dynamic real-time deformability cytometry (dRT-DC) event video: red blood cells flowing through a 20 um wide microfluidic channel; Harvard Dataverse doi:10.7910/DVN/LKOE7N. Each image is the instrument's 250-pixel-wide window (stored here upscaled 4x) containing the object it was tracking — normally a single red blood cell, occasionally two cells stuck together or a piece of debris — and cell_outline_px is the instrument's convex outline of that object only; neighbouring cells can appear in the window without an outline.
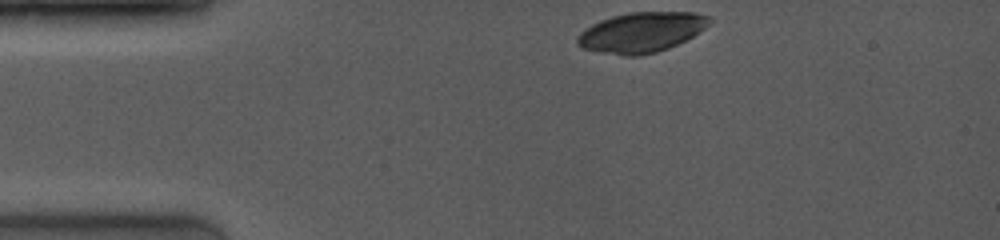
{"species": "common noctule bat (a hibernating species)", "species_latin": "Nyctalus noctula", "temperature_condition": "room temperature", "stored_images_in_passage": 5, "camera_frame_rate_fps": 4000, "um_per_image_px": 0.085, "animal": {"sex": "female", "body_mass_g": 19.0, "forearm_length_mm": 53.3}, "frame": {"image": 1, "passage_image": 1, "time_ms": 0.0, "image_size_px": [1000, 240], "cell_outline_px": [[712, 20], [700, 32], [668, 48], [656, 52], [640, 56], [624, 56], [600, 52], [580, 48], [576, 44], [576, 36], [580, 32], [592, 24], [600, 20], [612, 16], [628, 12], [696, 12], [712, 16]], "centroid_in_image_um": [54.5, 2.74], "position_along_channel_um": 30.5, "area_um2": 31.1}}